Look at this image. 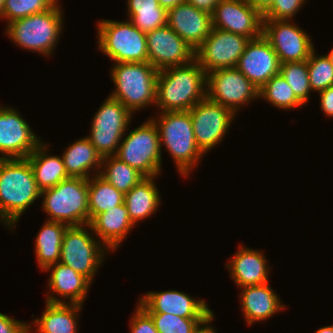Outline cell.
I'll return each mask as SVG.
<instances>
[{
	"mask_svg": "<svg viewBox=\"0 0 333 333\" xmlns=\"http://www.w3.org/2000/svg\"><path fill=\"white\" fill-rule=\"evenodd\" d=\"M48 148H50L48 144L42 141L27 157L40 191L53 188L62 180L69 178L62 157L56 155L49 156Z\"/></svg>",
	"mask_w": 333,
	"mask_h": 333,
	"instance_id": "27",
	"label": "cell"
},
{
	"mask_svg": "<svg viewBox=\"0 0 333 333\" xmlns=\"http://www.w3.org/2000/svg\"><path fill=\"white\" fill-rule=\"evenodd\" d=\"M250 5L263 14L273 3V0H246Z\"/></svg>",
	"mask_w": 333,
	"mask_h": 333,
	"instance_id": "44",
	"label": "cell"
},
{
	"mask_svg": "<svg viewBox=\"0 0 333 333\" xmlns=\"http://www.w3.org/2000/svg\"><path fill=\"white\" fill-rule=\"evenodd\" d=\"M220 0H186L189 4H192L195 8L203 10L212 14L216 5Z\"/></svg>",
	"mask_w": 333,
	"mask_h": 333,
	"instance_id": "43",
	"label": "cell"
},
{
	"mask_svg": "<svg viewBox=\"0 0 333 333\" xmlns=\"http://www.w3.org/2000/svg\"><path fill=\"white\" fill-rule=\"evenodd\" d=\"M240 289H242L240 294L241 310L248 325L258 321H266L286 307L268 282Z\"/></svg>",
	"mask_w": 333,
	"mask_h": 333,
	"instance_id": "24",
	"label": "cell"
},
{
	"mask_svg": "<svg viewBox=\"0 0 333 333\" xmlns=\"http://www.w3.org/2000/svg\"><path fill=\"white\" fill-rule=\"evenodd\" d=\"M42 208L48 221L62 222L68 226L89 224L88 179L69 177L53 188L41 191Z\"/></svg>",
	"mask_w": 333,
	"mask_h": 333,
	"instance_id": "6",
	"label": "cell"
},
{
	"mask_svg": "<svg viewBox=\"0 0 333 333\" xmlns=\"http://www.w3.org/2000/svg\"><path fill=\"white\" fill-rule=\"evenodd\" d=\"M58 3L44 12L8 23L6 34L23 49L44 57L52 55L63 29V12Z\"/></svg>",
	"mask_w": 333,
	"mask_h": 333,
	"instance_id": "5",
	"label": "cell"
},
{
	"mask_svg": "<svg viewBox=\"0 0 333 333\" xmlns=\"http://www.w3.org/2000/svg\"><path fill=\"white\" fill-rule=\"evenodd\" d=\"M147 10H166L160 6L157 0H127L128 12H139Z\"/></svg>",
	"mask_w": 333,
	"mask_h": 333,
	"instance_id": "41",
	"label": "cell"
},
{
	"mask_svg": "<svg viewBox=\"0 0 333 333\" xmlns=\"http://www.w3.org/2000/svg\"><path fill=\"white\" fill-rule=\"evenodd\" d=\"M226 263L231 279L239 288L269 282V267L264 253L239 246V250Z\"/></svg>",
	"mask_w": 333,
	"mask_h": 333,
	"instance_id": "23",
	"label": "cell"
},
{
	"mask_svg": "<svg viewBox=\"0 0 333 333\" xmlns=\"http://www.w3.org/2000/svg\"><path fill=\"white\" fill-rule=\"evenodd\" d=\"M280 65L276 52L262 34L247 43L236 68L260 89L270 78L280 74Z\"/></svg>",
	"mask_w": 333,
	"mask_h": 333,
	"instance_id": "19",
	"label": "cell"
},
{
	"mask_svg": "<svg viewBox=\"0 0 333 333\" xmlns=\"http://www.w3.org/2000/svg\"><path fill=\"white\" fill-rule=\"evenodd\" d=\"M212 321L213 319L210 322H208L198 333H216L213 326L209 325V323L211 324Z\"/></svg>",
	"mask_w": 333,
	"mask_h": 333,
	"instance_id": "46",
	"label": "cell"
},
{
	"mask_svg": "<svg viewBox=\"0 0 333 333\" xmlns=\"http://www.w3.org/2000/svg\"><path fill=\"white\" fill-rule=\"evenodd\" d=\"M110 73L115 89L109 96L120 101L132 114L155 105L158 70L149 62L113 63Z\"/></svg>",
	"mask_w": 333,
	"mask_h": 333,
	"instance_id": "4",
	"label": "cell"
},
{
	"mask_svg": "<svg viewBox=\"0 0 333 333\" xmlns=\"http://www.w3.org/2000/svg\"><path fill=\"white\" fill-rule=\"evenodd\" d=\"M206 84L207 74L196 60L160 70L155 106L160 112L188 111L206 98Z\"/></svg>",
	"mask_w": 333,
	"mask_h": 333,
	"instance_id": "1",
	"label": "cell"
},
{
	"mask_svg": "<svg viewBox=\"0 0 333 333\" xmlns=\"http://www.w3.org/2000/svg\"><path fill=\"white\" fill-rule=\"evenodd\" d=\"M81 304L48 303L46 302L43 315L39 319L28 323V333H31V325L37 326L38 333H77L78 313L82 310Z\"/></svg>",
	"mask_w": 333,
	"mask_h": 333,
	"instance_id": "25",
	"label": "cell"
},
{
	"mask_svg": "<svg viewBox=\"0 0 333 333\" xmlns=\"http://www.w3.org/2000/svg\"><path fill=\"white\" fill-rule=\"evenodd\" d=\"M262 34L280 63L307 61L315 50L308 33L290 20H263Z\"/></svg>",
	"mask_w": 333,
	"mask_h": 333,
	"instance_id": "14",
	"label": "cell"
},
{
	"mask_svg": "<svg viewBox=\"0 0 333 333\" xmlns=\"http://www.w3.org/2000/svg\"><path fill=\"white\" fill-rule=\"evenodd\" d=\"M0 333H28V323L0 313Z\"/></svg>",
	"mask_w": 333,
	"mask_h": 333,
	"instance_id": "40",
	"label": "cell"
},
{
	"mask_svg": "<svg viewBox=\"0 0 333 333\" xmlns=\"http://www.w3.org/2000/svg\"><path fill=\"white\" fill-rule=\"evenodd\" d=\"M264 98L274 107L283 110L303 107V103L296 97L285 78L278 74L270 78L260 89L259 99Z\"/></svg>",
	"mask_w": 333,
	"mask_h": 333,
	"instance_id": "32",
	"label": "cell"
},
{
	"mask_svg": "<svg viewBox=\"0 0 333 333\" xmlns=\"http://www.w3.org/2000/svg\"><path fill=\"white\" fill-rule=\"evenodd\" d=\"M58 0H5L1 18L10 23L50 9Z\"/></svg>",
	"mask_w": 333,
	"mask_h": 333,
	"instance_id": "36",
	"label": "cell"
},
{
	"mask_svg": "<svg viewBox=\"0 0 333 333\" xmlns=\"http://www.w3.org/2000/svg\"><path fill=\"white\" fill-rule=\"evenodd\" d=\"M41 197L27 158L0 159V219L14 230L23 212Z\"/></svg>",
	"mask_w": 333,
	"mask_h": 333,
	"instance_id": "2",
	"label": "cell"
},
{
	"mask_svg": "<svg viewBox=\"0 0 333 333\" xmlns=\"http://www.w3.org/2000/svg\"><path fill=\"white\" fill-rule=\"evenodd\" d=\"M87 227L88 224L67 227L63 235L59 262L68 265L92 283L109 250L93 236V232L91 235V232L87 231Z\"/></svg>",
	"mask_w": 333,
	"mask_h": 333,
	"instance_id": "9",
	"label": "cell"
},
{
	"mask_svg": "<svg viewBox=\"0 0 333 333\" xmlns=\"http://www.w3.org/2000/svg\"><path fill=\"white\" fill-rule=\"evenodd\" d=\"M99 175L123 194L128 193L145 176L115 155L103 157ZM104 169V170H103Z\"/></svg>",
	"mask_w": 333,
	"mask_h": 333,
	"instance_id": "31",
	"label": "cell"
},
{
	"mask_svg": "<svg viewBox=\"0 0 333 333\" xmlns=\"http://www.w3.org/2000/svg\"><path fill=\"white\" fill-rule=\"evenodd\" d=\"M124 195L99 174L88 179L90 221L98 214L124 203Z\"/></svg>",
	"mask_w": 333,
	"mask_h": 333,
	"instance_id": "30",
	"label": "cell"
},
{
	"mask_svg": "<svg viewBox=\"0 0 333 333\" xmlns=\"http://www.w3.org/2000/svg\"><path fill=\"white\" fill-rule=\"evenodd\" d=\"M320 108L327 117H333V85L319 92Z\"/></svg>",
	"mask_w": 333,
	"mask_h": 333,
	"instance_id": "42",
	"label": "cell"
},
{
	"mask_svg": "<svg viewBox=\"0 0 333 333\" xmlns=\"http://www.w3.org/2000/svg\"><path fill=\"white\" fill-rule=\"evenodd\" d=\"M316 333H333V325L321 327Z\"/></svg>",
	"mask_w": 333,
	"mask_h": 333,
	"instance_id": "47",
	"label": "cell"
},
{
	"mask_svg": "<svg viewBox=\"0 0 333 333\" xmlns=\"http://www.w3.org/2000/svg\"><path fill=\"white\" fill-rule=\"evenodd\" d=\"M133 227L124 203L96 215L88 224V230L94 232L109 251H115Z\"/></svg>",
	"mask_w": 333,
	"mask_h": 333,
	"instance_id": "22",
	"label": "cell"
},
{
	"mask_svg": "<svg viewBox=\"0 0 333 333\" xmlns=\"http://www.w3.org/2000/svg\"><path fill=\"white\" fill-rule=\"evenodd\" d=\"M4 1L5 0H0V16H1V12H2L3 6H4Z\"/></svg>",
	"mask_w": 333,
	"mask_h": 333,
	"instance_id": "49",
	"label": "cell"
},
{
	"mask_svg": "<svg viewBox=\"0 0 333 333\" xmlns=\"http://www.w3.org/2000/svg\"><path fill=\"white\" fill-rule=\"evenodd\" d=\"M68 225L62 222L45 221L35 239V256L40 269L56 264L61 258V245Z\"/></svg>",
	"mask_w": 333,
	"mask_h": 333,
	"instance_id": "29",
	"label": "cell"
},
{
	"mask_svg": "<svg viewBox=\"0 0 333 333\" xmlns=\"http://www.w3.org/2000/svg\"><path fill=\"white\" fill-rule=\"evenodd\" d=\"M145 177L124 195V204L129 212V219L134 224L151 217L161 204V196L154 179Z\"/></svg>",
	"mask_w": 333,
	"mask_h": 333,
	"instance_id": "28",
	"label": "cell"
},
{
	"mask_svg": "<svg viewBox=\"0 0 333 333\" xmlns=\"http://www.w3.org/2000/svg\"><path fill=\"white\" fill-rule=\"evenodd\" d=\"M212 27L248 37L262 35L263 15L246 0H220L211 14Z\"/></svg>",
	"mask_w": 333,
	"mask_h": 333,
	"instance_id": "17",
	"label": "cell"
},
{
	"mask_svg": "<svg viewBox=\"0 0 333 333\" xmlns=\"http://www.w3.org/2000/svg\"><path fill=\"white\" fill-rule=\"evenodd\" d=\"M249 41L248 37L212 27L209 36L195 50V60L206 74L236 67Z\"/></svg>",
	"mask_w": 333,
	"mask_h": 333,
	"instance_id": "13",
	"label": "cell"
},
{
	"mask_svg": "<svg viewBox=\"0 0 333 333\" xmlns=\"http://www.w3.org/2000/svg\"><path fill=\"white\" fill-rule=\"evenodd\" d=\"M98 48L114 63L148 62L146 33L139 30L129 20L98 21Z\"/></svg>",
	"mask_w": 333,
	"mask_h": 333,
	"instance_id": "7",
	"label": "cell"
},
{
	"mask_svg": "<svg viewBox=\"0 0 333 333\" xmlns=\"http://www.w3.org/2000/svg\"><path fill=\"white\" fill-rule=\"evenodd\" d=\"M159 115L158 119H151L159 132L160 148L163 145L167 148L179 174L187 177L204 155L194 137L190 111H167Z\"/></svg>",
	"mask_w": 333,
	"mask_h": 333,
	"instance_id": "3",
	"label": "cell"
},
{
	"mask_svg": "<svg viewBox=\"0 0 333 333\" xmlns=\"http://www.w3.org/2000/svg\"><path fill=\"white\" fill-rule=\"evenodd\" d=\"M307 67L312 91L320 92L333 85V65L326 55H316L314 50L307 60Z\"/></svg>",
	"mask_w": 333,
	"mask_h": 333,
	"instance_id": "35",
	"label": "cell"
},
{
	"mask_svg": "<svg viewBox=\"0 0 333 333\" xmlns=\"http://www.w3.org/2000/svg\"><path fill=\"white\" fill-rule=\"evenodd\" d=\"M280 74L291 86L296 97L304 105L308 103L312 90L309 83L307 61L281 63Z\"/></svg>",
	"mask_w": 333,
	"mask_h": 333,
	"instance_id": "34",
	"label": "cell"
},
{
	"mask_svg": "<svg viewBox=\"0 0 333 333\" xmlns=\"http://www.w3.org/2000/svg\"><path fill=\"white\" fill-rule=\"evenodd\" d=\"M130 320V333H159L151 316L138 304Z\"/></svg>",
	"mask_w": 333,
	"mask_h": 333,
	"instance_id": "39",
	"label": "cell"
},
{
	"mask_svg": "<svg viewBox=\"0 0 333 333\" xmlns=\"http://www.w3.org/2000/svg\"><path fill=\"white\" fill-rule=\"evenodd\" d=\"M159 333H198L214 318H183L169 313H148Z\"/></svg>",
	"mask_w": 333,
	"mask_h": 333,
	"instance_id": "33",
	"label": "cell"
},
{
	"mask_svg": "<svg viewBox=\"0 0 333 333\" xmlns=\"http://www.w3.org/2000/svg\"><path fill=\"white\" fill-rule=\"evenodd\" d=\"M19 113L0 106V159L27 158L42 142Z\"/></svg>",
	"mask_w": 333,
	"mask_h": 333,
	"instance_id": "16",
	"label": "cell"
},
{
	"mask_svg": "<svg viewBox=\"0 0 333 333\" xmlns=\"http://www.w3.org/2000/svg\"><path fill=\"white\" fill-rule=\"evenodd\" d=\"M148 62L158 71L190 64L195 50L167 24L146 33Z\"/></svg>",
	"mask_w": 333,
	"mask_h": 333,
	"instance_id": "15",
	"label": "cell"
},
{
	"mask_svg": "<svg viewBox=\"0 0 333 333\" xmlns=\"http://www.w3.org/2000/svg\"><path fill=\"white\" fill-rule=\"evenodd\" d=\"M306 0H273L262 14L263 20H292Z\"/></svg>",
	"mask_w": 333,
	"mask_h": 333,
	"instance_id": "38",
	"label": "cell"
},
{
	"mask_svg": "<svg viewBox=\"0 0 333 333\" xmlns=\"http://www.w3.org/2000/svg\"><path fill=\"white\" fill-rule=\"evenodd\" d=\"M127 14L129 21L145 33L167 24V10H147Z\"/></svg>",
	"mask_w": 333,
	"mask_h": 333,
	"instance_id": "37",
	"label": "cell"
},
{
	"mask_svg": "<svg viewBox=\"0 0 333 333\" xmlns=\"http://www.w3.org/2000/svg\"><path fill=\"white\" fill-rule=\"evenodd\" d=\"M147 120L123 136L115 156L145 177H153L162 171V151L157 126L152 119Z\"/></svg>",
	"mask_w": 333,
	"mask_h": 333,
	"instance_id": "8",
	"label": "cell"
},
{
	"mask_svg": "<svg viewBox=\"0 0 333 333\" xmlns=\"http://www.w3.org/2000/svg\"><path fill=\"white\" fill-rule=\"evenodd\" d=\"M167 25L196 50L212 29L211 14L183 2L167 10Z\"/></svg>",
	"mask_w": 333,
	"mask_h": 333,
	"instance_id": "20",
	"label": "cell"
},
{
	"mask_svg": "<svg viewBox=\"0 0 333 333\" xmlns=\"http://www.w3.org/2000/svg\"><path fill=\"white\" fill-rule=\"evenodd\" d=\"M65 150L61 157L69 177L89 179L91 171L97 169L93 174L100 173L103 158L86 136L76 140Z\"/></svg>",
	"mask_w": 333,
	"mask_h": 333,
	"instance_id": "26",
	"label": "cell"
},
{
	"mask_svg": "<svg viewBox=\"0 0 333 333\" xmlns=\"http://www.w3.org/2000/svg\"><path fill=\"white\" fill-rule=\"evenodd\" d=\"M159 5L164 7L166 10L177 6L178 4H181L185 2L186 0H157Z\"/></svg>",
	"mask_w": 333,
	"mask_h": 333,
	"instance_id": "45",
	"label": "cell"
},
{
	"mask_svg": "<svg viewBox=\"0 0 333 333\" xmlns=\"http://www.w3.org/2000/svg\"><path fill=\"white\" fill-rule=\"evenodd\" d=\"M51 272L48 279V286L51 292L59 295L56 297L53 293L47 295L46 302L48 303H68V304H83L92 284L85 276L77 273L68 265L56 263L48 266L44 271ZM68 299L67 302L62 299Z\"/></svg>",
	"mask_w": 333,
	"mask_h": 333,
	"instance_id": "21",
	"label": "cell"
},
{
	"mask_svg": "<svg viewBox=\"0 0 333 333\" xmlns=\"http://www.w3.org/2000/svg\"><path fill=\"white\" fill-rule=\"evenodd\" d=\"M325 55L330 60V63L333 65V48L331 49V51L329 52V54H325Z\"/></svg>",
	"mask_w": 333,
	"mask_h": 333,
	"instance_id": "48",
	"label": "cell"
},
{
	"mask_svg": "<svg viewBox=\"0 0 333 333\" xmlns=\"http://www.w3.org/2000/svg\"><path fill=\"white\" fill-rule=\"evenodd\" d=\"M138 304L147 313H169L183 318H215L214 312L203 299L192 298L177 290L150 291L141 296Z\"/></svg>",
	"mask_w": 333,
	"mask_h": 333,
	"instance_id": "18",
	"label": "cell"
},
{
	"mask_svg": "<svg viewBox=\"0 0 333 333\" xmlns=\"http://www.w3.org/2000/svg\"><path fill=\"white\" fill-rule=\"evenodd\" d=\"M206 97L236 115L238 110L259 98V89L236 67L207 73Z\"/></svg>",
	"mask_w": 333,
	"mask_h": 333,
	"instance_id": "11",
	"label": "cell"
},
{
	"mask_svg": "<svg viewBox=\"0 0 333 333\" xmlns=\"http://www.w3.org/2000/svg\"><path fill=\"white\" fill-rule=\"evenodd\" d=\"M132 113L118 100L108 96L95 113L87 136L103 157L115 155L119 144L132 122Z\"/></svg>",
	"mask_w": 333,
	"mask_h": 333,
	"instance_id": "10",
	"label": "cell"
},
{
	"mask_svg": "<svg viewBox=\"0 0 333 333\" xmlns=\"http://www.w3.org/2000/svg\"><path fill=\"white\" fill-rule=\"evenodd\" d=\"M189 111L196 143L204 154L222 142L236 116L229 108L207 97Z\"/></svg>",
	"mask_w": 333,
	"mask_h": 333,
	"instance_id": "12",
	"label": "cell"
}]
</instances>
